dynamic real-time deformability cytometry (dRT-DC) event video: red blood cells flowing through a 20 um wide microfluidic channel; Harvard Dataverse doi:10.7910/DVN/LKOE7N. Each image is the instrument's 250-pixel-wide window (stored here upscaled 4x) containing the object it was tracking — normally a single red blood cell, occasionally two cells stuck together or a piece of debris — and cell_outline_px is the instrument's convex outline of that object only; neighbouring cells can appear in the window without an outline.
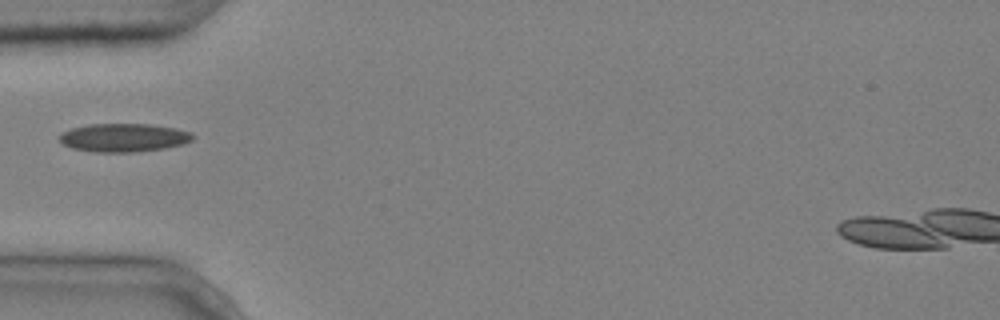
{"species": "common noctule bat (a hibernating species)", "species_latin": "Nyctalus noctula", "temperature_condition": "cold", "stored_images_in_passage": 1, "camera_frame_rate_fps": 3000, "um_per_image_px": 0.085, "animal": {"sex": "male", "body_mass_g": 20.4}, "frame": {"image": 1, "passage_image": 1, "time_ms": 0.0, "image_size_px": [1000, 320], "cell_outline_px": [[196, 136], [192, 140], [184, 144], [164, 148], [136, 152], [92, 152], [72, 148], [60, 144], [60, 132], [72, 128], [88, 124], [148, 124], [176, 128], [192, 132]], "centroid_in_image_um": [10.51, 11.7], "position_along_channel_um": 74.5, "area_um2": 22.31}}